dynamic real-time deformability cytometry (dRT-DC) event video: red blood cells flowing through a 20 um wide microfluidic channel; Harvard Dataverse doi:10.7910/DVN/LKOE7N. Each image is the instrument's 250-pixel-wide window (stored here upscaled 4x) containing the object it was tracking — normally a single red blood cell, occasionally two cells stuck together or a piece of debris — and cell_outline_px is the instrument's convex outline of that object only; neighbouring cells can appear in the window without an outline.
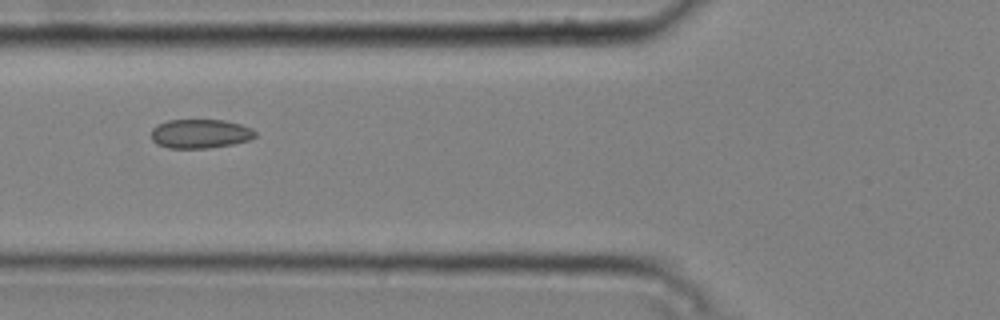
{"species": "common noctule bat (a hibernating species)", "species_latin": "Nyctalus noctula", "temperature_condition": "cold", "stored_images_in_passage": 4, "camera_frame_rate_fps": 3000, "um_per_image_px": 0.085, "animal": {"sex": "male", "body_mass_g": 20.4}, "frame": {"image": 1, "passage_image": 2, "time_ms": 0.333, "image_size_px": [1000, 320], "cell_outline_px": [[256, 136], [248, 140], [232, 144], [208, 148], [168, 148], [156, 144], [152, 140], [152, 128], [156, 124], [168, 120], [224, 120], [240, 124], [252, 128], [256, 132]], "centroid_in_image_um": [17.0, 11.36], "position_along_channel_um": 108.8, "area_um2": 17.69}}
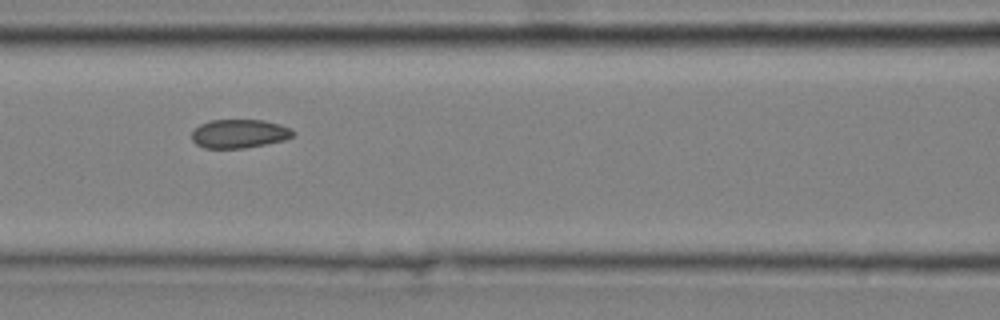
{"frame": {"image": 2, "passage_image": 3, "time_ms": 0.667, "image_size_px": [1000, 320], "cell_outline_px": [[296, 132], [292, 136], [284, 140], [244, 148], [204, 148], [196, 144], [192, 140], [192, 132], [200, 124], [208, 120], [264, 120], [280, 124], [292, 128]], "centroid_in_image_um": [20.34, 11.35], "position_along_channel_um": 146.3, "area_um2": 16.99}}
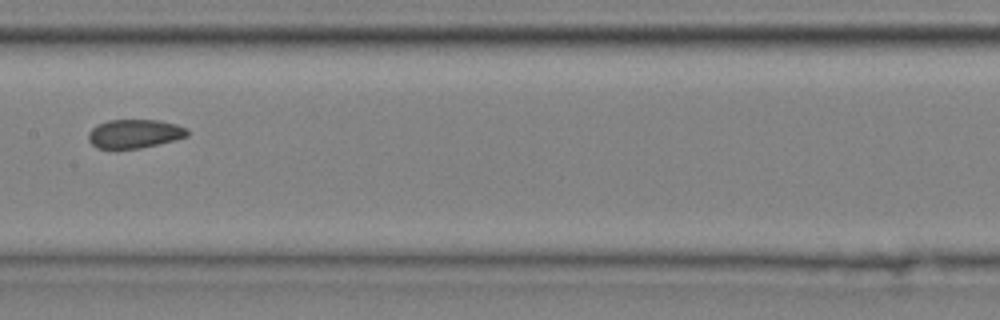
{"frame": {"image": 3, "passage_image": 4, "time_ms": 1.0, "image_size_px": [1000, 320], "cell_outline_px": [[188, 136], [176, 140], [140, 148], [96, 148], [88, 140], [88, 132], [92, 128], [108, 120], [160, 120], [176, 124], [188, 128]], "centroid_in_image_um": [11.46, 11.36], "position_along_channel_um": 195.9, "area_um2": 16.59}}